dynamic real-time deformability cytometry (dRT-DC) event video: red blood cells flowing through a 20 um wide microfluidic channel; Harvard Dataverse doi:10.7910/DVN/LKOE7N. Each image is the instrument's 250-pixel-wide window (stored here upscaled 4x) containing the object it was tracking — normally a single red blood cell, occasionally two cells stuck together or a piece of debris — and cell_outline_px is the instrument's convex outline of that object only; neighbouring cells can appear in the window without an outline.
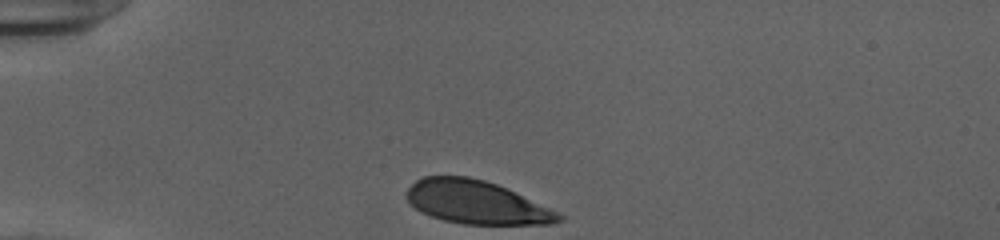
{"species": "human", "species_latin": "Homo sapiens", "temperature_condition": "cold", "stored_images_in_passage": 31, "camera_frame_rate_fps": 3000, "um_per_image_px": 0.085, "donor": {"sex": "female"}, "frame": {"image": 1, "passage_image": 1, "time_ms": 0.0, "image_size_px": [1000, 240], "cell_outline_px": [[564, 220], [552, 224], [464, 224], [444, 220], [420, 212], [404, 196], [408, 188], [416, 180], [424, 176], [468, 176], [484, 180], [496, 184], [548, 208], [564, 216]], "centroid_in_image_um": [40.44, 17.2], "position_along_channel_um": 44.6, "area_um2": 37.86}}
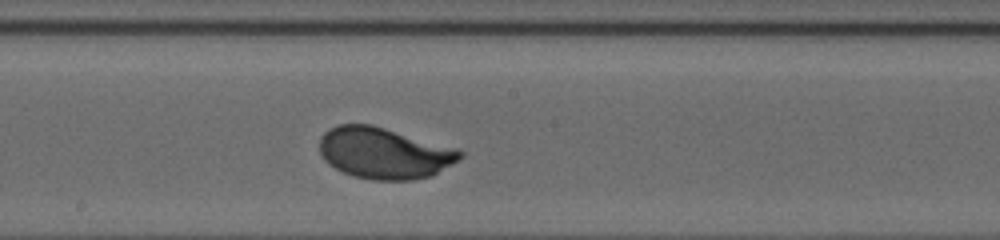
{"frame": {"image": 2, "passage_image": 17, "time_ms": 5.333, "image_size_px": [1000, 240], "cell_outline_px": [[464, 156], [460, 160], [432, 176], [412, 180], [372, 180], [352, 176], [328, 164], [324, 160], [320, 152], [320, 136], [324, 132], [340, 124], [372, 124], [456, 148], [464, 152]], "centroid_in_image_um": [32.67, 13.02], "position_along_channel_um": 215.5, "area_um2": 42.14}}
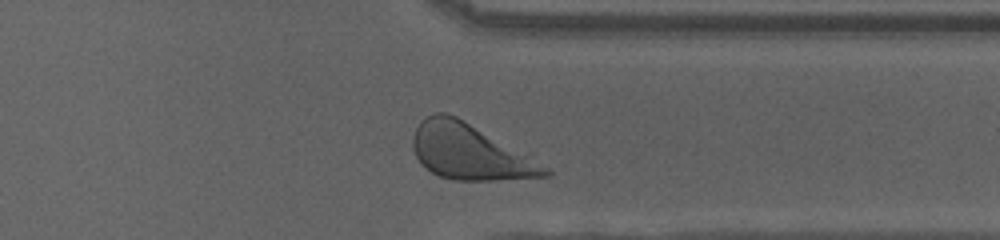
{"frame": {"image": 3, "passage_image": 29, "time_ms": 9.333, "image_size_px": [1000, 240], "cell_outline_px": [[552, 172], [548, 176], [492, 180], [452, 180], [440, 176], [424, 168], [420, 164], [412, 148], [412, 140], [416, 128], [420, 120], [436, 112], [448, 112], [456, 116], [548, 168]], "centroid_in_image_um": [39.82, 12.92], "position_along_channel_um": 371.6, "area_um2": 41.73}, "authors_computed_cell_mechanics": {"area_um2": 41.2114, "velocity_mm_per_s": 3.894, "shape_relaxation_time_tau1_ms": 1.8957, "shape_relaxation_time_tau2_ms": null, "deformation_change_tau1": 0.1431, "deformation_change_tau2": null}}